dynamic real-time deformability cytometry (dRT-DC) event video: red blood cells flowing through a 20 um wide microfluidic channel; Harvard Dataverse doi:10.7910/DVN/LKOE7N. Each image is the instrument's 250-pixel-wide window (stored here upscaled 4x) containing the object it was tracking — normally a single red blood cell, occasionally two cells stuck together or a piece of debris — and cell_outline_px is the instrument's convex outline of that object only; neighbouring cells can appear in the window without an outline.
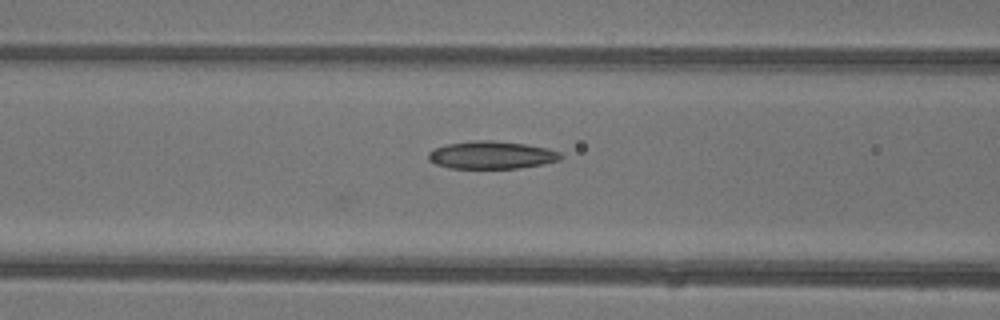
{"species": "common noctule bat (a hibernating species)", "species_latin": "Nyctalus noctula", "temperature_condition": "warm", "stored_images_in_passage": 8, "camera_frame_rate_fps": 3000, "um_per_image_px": 0.085, "animal": {"sex": "female"}, "frame": {"image": 1, "passage_image": 8, "time_ms": 2.333, "image_size_px": [1000, 320], "cell_outline_px": [[564, 156], [560, 160], [544, 164], [516, 168], [448, 168], [436, 164], [428, 160], [428, 152], [436, 148], [448, 144], [472, 140], [492, 140], [528, 144], [548, 148], [560, 152]], "centroid_in_image_um": [41.81, 13.17], "position_along_channel_um": 124.8, "area_um2": 21.5}}